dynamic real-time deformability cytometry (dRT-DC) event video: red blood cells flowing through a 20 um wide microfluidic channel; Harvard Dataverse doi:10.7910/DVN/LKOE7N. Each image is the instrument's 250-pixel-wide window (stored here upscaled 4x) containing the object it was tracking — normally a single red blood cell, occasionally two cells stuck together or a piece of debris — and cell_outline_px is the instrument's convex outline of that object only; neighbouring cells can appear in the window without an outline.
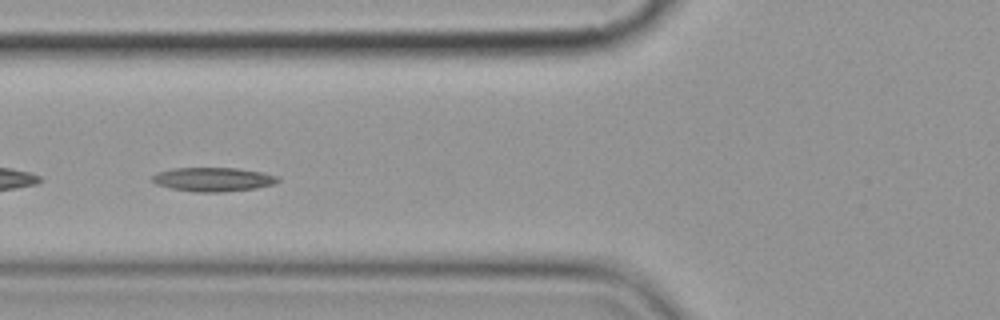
{"species": "common noctule bat (a hibernating species)", "species_latin": "Nyctalus noctula", "temperature_condition": "cold", "stored_images_in_passage": 13, "camera_frame_rate_fps": 3000, "um_per_image_px": 0.085, "animal": {"sex": "female", "body_mass_g": 19.9}, "frame": {"image": 1, "passage_image": 4, "time_ms": 4.667, "image_size_px": [1000, 320], "cell_outline_px": [[280, 180], [276, 184], [256, 188], [220, 192], [196, 192], [172, 188], [156, 184], [152, 180], [152, 176], [156, 172], [172, 168], [236, 168], [260, 172], [280, 176]], "centroid_in_image_um": [18.13, 15.24], "position_along_channel_um": 107.7, "area_um2": 17.57}}
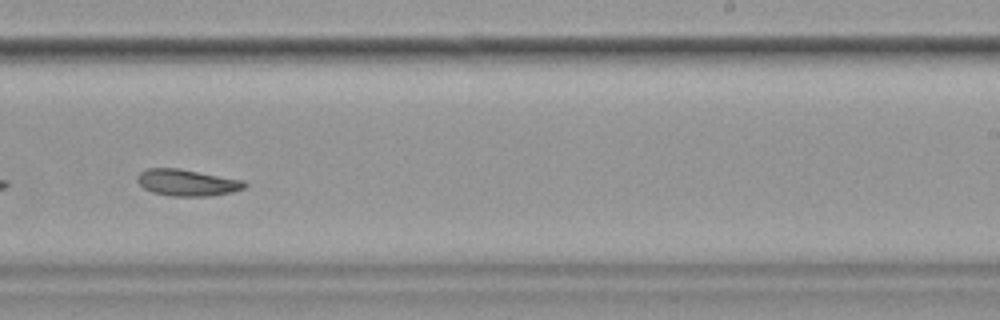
{"frame": {"image": 2, "passage_image": 8, "time_ms": 9.333, "image_size_px": [1000, 320], "cell_outline_px": [[248, 184], [244, 188], [232, 192], [212, 196], [172, 196], [152, 192], [144, 188], [136, 180], [136, 176], [140, 172], [148, 168], [180, 168], [244, 180]], "centroid_in_image_um": [15.91, 15.52], "position_along_channel_um": 273.1, "area_um2": 16.76}}
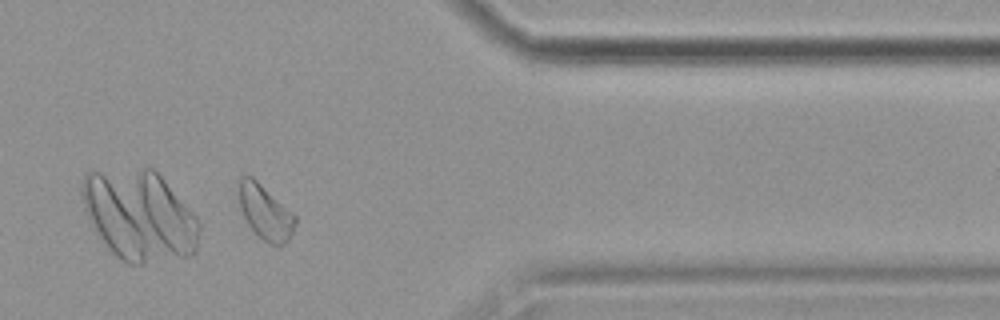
{"frame": {"image": 3, "passage_image": 11, "time_ms": 13.0, "image_size_px": [1000, 320], "cell_outline_px": [[296, 224], [288, 240], [284, 244], [268, 244], [248, 224], [240, 208], [236, 192], [236, 180], [240, 176], [252, 176], [296, 216]], "centroid_in_image_um": [22.48, 17.97], "position_along_channel_um": 388.9, "area_um2": 17.98}, "authors_computed_cell_mechanics": {"area_um2": 17.5712, "velocity_mm_per_s": 3.5523, "shape_relaxation_time_tau1_ms": 6.0099, "shape_relaxation_time_tau2_ms": null, "deformation_change_tau1": 0.1022, "deformation_change_tau2": null}}